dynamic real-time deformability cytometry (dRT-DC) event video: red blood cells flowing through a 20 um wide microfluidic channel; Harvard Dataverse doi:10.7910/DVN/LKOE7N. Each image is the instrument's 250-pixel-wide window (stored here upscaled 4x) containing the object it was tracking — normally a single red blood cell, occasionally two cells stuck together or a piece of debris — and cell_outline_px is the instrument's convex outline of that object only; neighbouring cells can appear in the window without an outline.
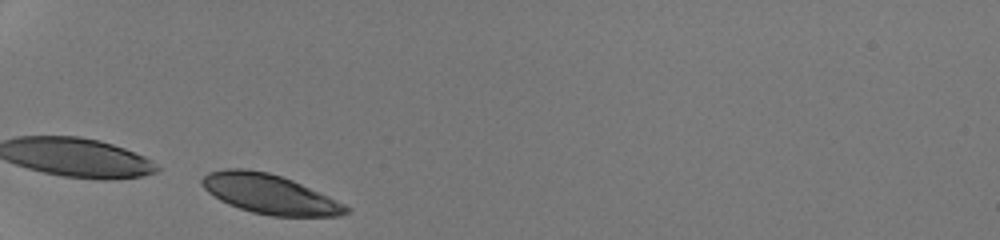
{"species": "human", "species_latin": "Homo sapiens", "temperature_condition": "room temperature", "stored_images_in_passage": 27, "camera_frame_rate_fps": 3000, "um_per_image_px": 0.085, "donor": {"sex": "male"}, "frame": {"image": 1, "passage_image": 1, "time_ms": 0.0, "image_size_px": [1000, 240], "cell_outline_px": [[352, 212], [336, 216], [272, 216], [252, 212], [228, 204], [220, 200], [208, 192], [200, 184], [200, 180], [208, 172], [224, 168], [244, 168], [268, 172], [292, 180], [328, 196], [352, 208]], "centroid_in_image_um": [22.9, 16.49], "position_along_channel_um": 62.1, "area_um2": 33.12}}
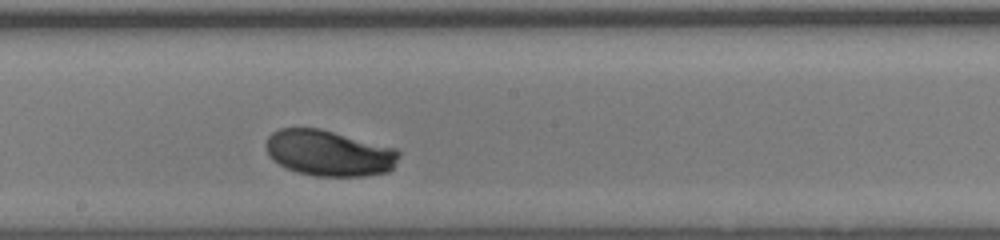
{"frame": {"image": 2, "passage_image": 14, "time_ms": 4.333, "image_size_px": [1000, 240], "cell_outline_px": [[400, 156], [392, 168], [388, 172], [364, 176], [316, 176], [296, 172], [272, 160], [268, 156], [264, 144], [268, 136], [272, 132], [280, 128], [320, 128], [396, 148], [400, 152]], "centroid_in_image_um": [27.95, 13.01], "position_along_channel_um": 220.3, "area_um2": 35.78}}
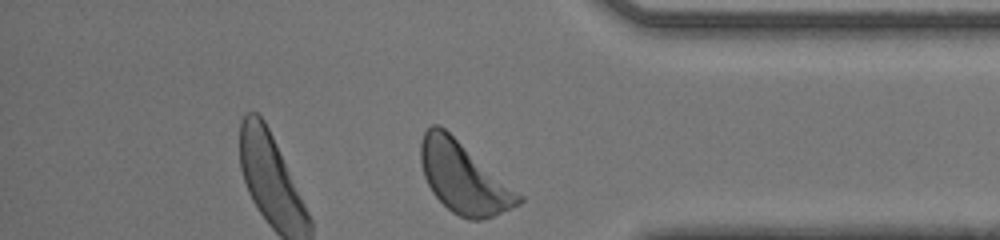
{"frame": {"image": 3, "passage_image": 27, "time_ms": 8.667, "image_size_px": [1000, 240], "cell_outline_px": [[524, 200], [520, 204], [512, 208], [492, 216], [480, 220], [468, 220], [452, 212], [432, 192], [424, 176], [420, 160], [420, 140], [424, 132], [432, 124], [440, 124], [524, 196]], "centroid_in_image_um": [39.4, 15.09], "position_along_channel_um": 395.8, "area_um2": 40.4}, "authors_computed_cell_mechanics": {"area_um2": 35.7782, "velocity_mm_per_s": 4.1871, "shape_relaxation_time_tau1_ms": 1.5904, "shape_relaxation_time_tau2_ms": null, "deformation_change_tau1": 0.1312, "deformation_change_tau2": null}}